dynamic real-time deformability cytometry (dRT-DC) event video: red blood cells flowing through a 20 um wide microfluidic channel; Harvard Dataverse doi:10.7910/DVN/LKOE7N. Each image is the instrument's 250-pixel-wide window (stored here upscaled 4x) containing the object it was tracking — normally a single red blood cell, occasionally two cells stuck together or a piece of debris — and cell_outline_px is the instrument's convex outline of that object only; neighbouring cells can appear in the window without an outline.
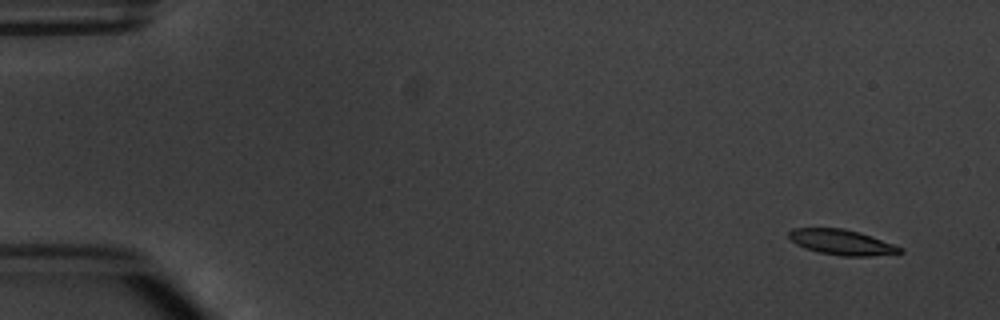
{"species": "common noctule bat (a hibernating species)", "species_latin": "Nyctalus noctula", "temperature_condition": "warm", "stored_images_in_passage": 7, "camera_frame_rate_fps": 3000, "um_per_image_px": 0.085, "animal": {"sex": "male", "body_mass_g": 20.1, "forearm_length_mm": 53.5}, "frame": {"image": 1, "passage_image": 1, "time_ms": 0.0, "image_size_px": [1000, 320], "cell_outline_px": [[904, 252], [872, 256], [840, 256], [820, 252], [804, 248], [796, 244], [788, 236], [788, 232], [792, 228], [844, 228], [860, 232], [904, 248]], "centroid_in_image_um": [71.55, 20.59], "position_along_channel_um": 13.5, "area_um2": 16.42}}
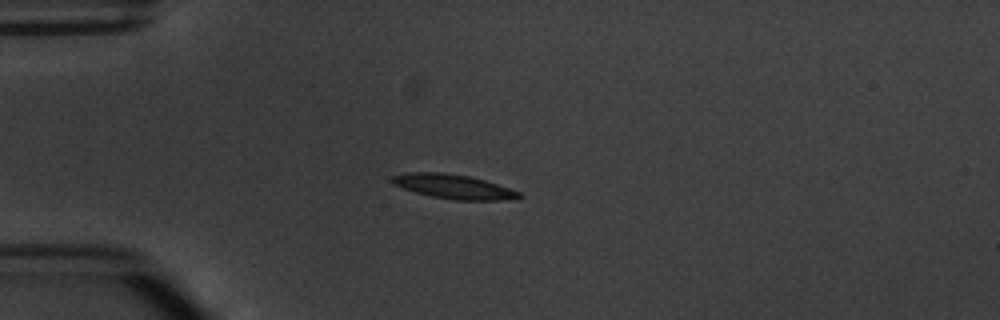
{"frame": {"image": 2, "passage_image": 4, "time_ms": 3.667, "image_size_px": [1000, 320], "cell_outline_px": [[524, 196], [520, 200], [456, 200], [432, 196], [416, 192], [392, 184], [392, 176], [408, 172], [440, 172], [468, 176], [484, 180], [520, 192]], "centroid_in_image_um": [38.61, 15.87], "position_along_channel_um": 46.4, "area_um2": 17.92}}